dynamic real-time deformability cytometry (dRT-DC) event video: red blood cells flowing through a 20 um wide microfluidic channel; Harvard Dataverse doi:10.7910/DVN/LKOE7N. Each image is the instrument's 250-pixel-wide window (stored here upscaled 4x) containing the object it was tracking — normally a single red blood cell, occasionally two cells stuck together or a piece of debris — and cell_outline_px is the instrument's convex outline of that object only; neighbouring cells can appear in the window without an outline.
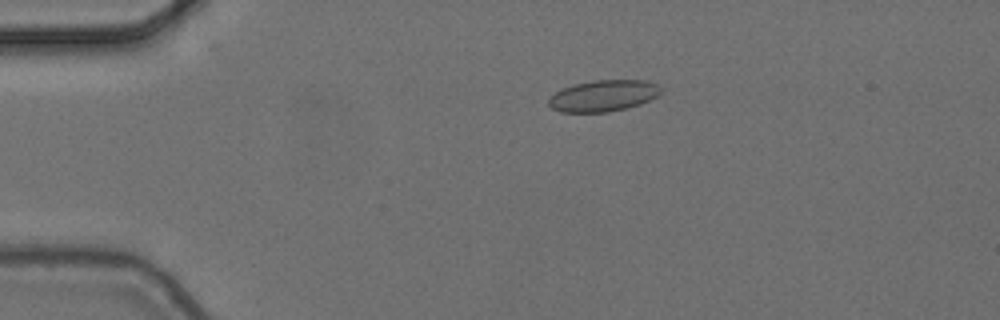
{"species": "common noctule bat (a hibernating species)", "species_latin": "Nyctalus noctula", "temperature_condition": "cold", "stored_images_in_passage": 5, "camera_frame_rate_fps": 3000, "um_per_image_px": 0.085, "animal": {"sex": "female", "body_mass_g": 24.6, "forearm_length_mm": 56.2}, "frame": {"image": 1, "passage_image": 3, "time_ms": 0.667, "image_size_px": [1000, 320], "cell_outline_px": [[660, 92], [656, 96], [640, 104], [608, 112], [560, 112], [552, 108], [548, 104], [548, 100], [556, 92], [572, 84], [592, 80], [644, 80], [656, 84], [660, 88]], "centroid_in_image_um": [51.25, 8.13], "position_along_channel_um": 33.8, "area_um2": 20.29}}
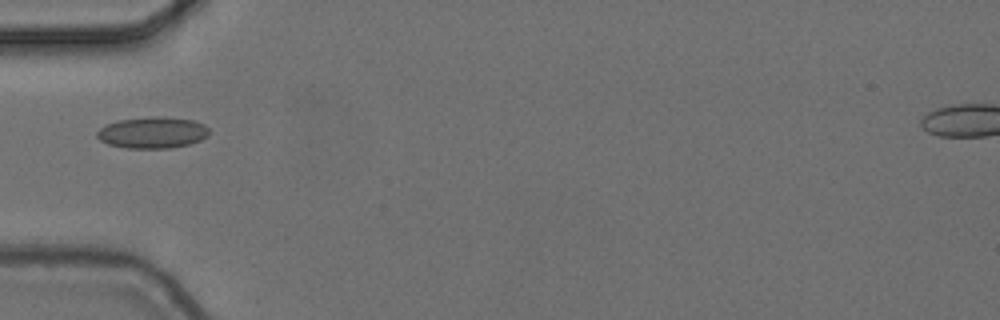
{"frame": {"image": 2, "passage_image": 5, "time_ms": 1.333, "image_size_px": [1000, 320], "cell_outline_px": [[208, 136], [200, 140], [188, 144], [172, 148], [128, 148], [108, 144], [100, 140], [96, 136], [96, 132], [100, 128], [108, 124], [120, 120], [152, 116], [164, 116], [192, 120], [204, 124], [208, 128]], "centroid_in_image_um": [12.97, 11.27], "position_along_channel_um": 72.0, "area_um2": 20.46}}